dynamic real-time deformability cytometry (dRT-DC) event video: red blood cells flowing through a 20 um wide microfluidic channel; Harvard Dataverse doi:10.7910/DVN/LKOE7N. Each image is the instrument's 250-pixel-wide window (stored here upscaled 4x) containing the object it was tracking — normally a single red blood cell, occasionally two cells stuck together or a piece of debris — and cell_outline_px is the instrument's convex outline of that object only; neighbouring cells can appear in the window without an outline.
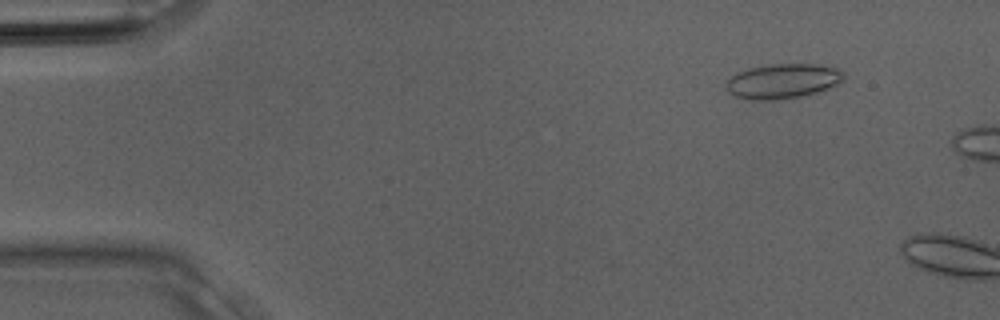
{"species": "Egyptian fruit bat (a non-hibernating species)", "species_latin": "Rousettus aegyptiacus", "temperature_condition": "room temperature", "stored_images_in_passage": 6, "camera_frame_rate_fps": 3000, "um_per_image_px": 0.085, "animal": {"sex": "male"}, "frame": {"image": 1, "passage_image": 4, "time_ms": 1.0, "image_size_px": [1000, 320], "cell_outline_px": [[844, 80], [836, 84], [816, 92], [800, 96], [776, 100], [748, 100], [732, 96], [728, 92], [728, 80], [732, 76], [748, 68], [772, 64], [812, 64], [840, 68], [844, 72]], "centroid_in_image_um": [66.54, 6.9], "position_along_channel_um": 18.5, "area_um2": 23.7}}